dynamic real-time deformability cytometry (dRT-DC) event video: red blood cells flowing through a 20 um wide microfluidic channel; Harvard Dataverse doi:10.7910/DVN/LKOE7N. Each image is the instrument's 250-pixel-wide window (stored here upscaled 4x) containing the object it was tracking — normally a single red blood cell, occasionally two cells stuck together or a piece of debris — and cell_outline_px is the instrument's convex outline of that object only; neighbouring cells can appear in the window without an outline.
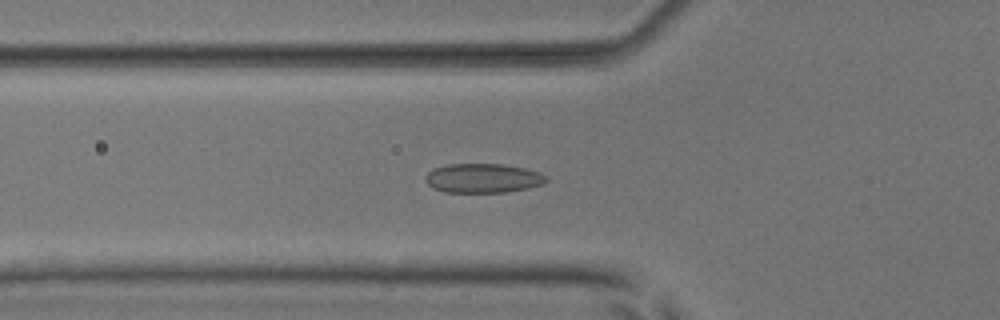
{"species": "common noctule bat (a hibernating species)", "species_latin": "Nyctalus noctula", "temperature_condition": "room temperature", "stored_images_in_passage": 53, "camera_frame_rate_fps": 3000, "um_per_image_px": 0.085, "animal": {"sex": "male", "body_mass_g": 17.9, "forearm_length_mm": 54.2}, "frame": {"image": 1, "passage_image": 19, "time_ms": 6.0, "image_size_px": [1000, 320], "cell_outline_px": [[548, 180], [544, 184], [528, 188], [504, 192], [444, 192], [432, 188], [424, 180], [424, 176], [428, 172], [436, 168], [448, 164], [500, 164], [524, 168], [540, 172]], "centroid_in_image_um": [41.03, 15.15], "position_along_channel_um": 84.8, "area_um2": 20.58}}
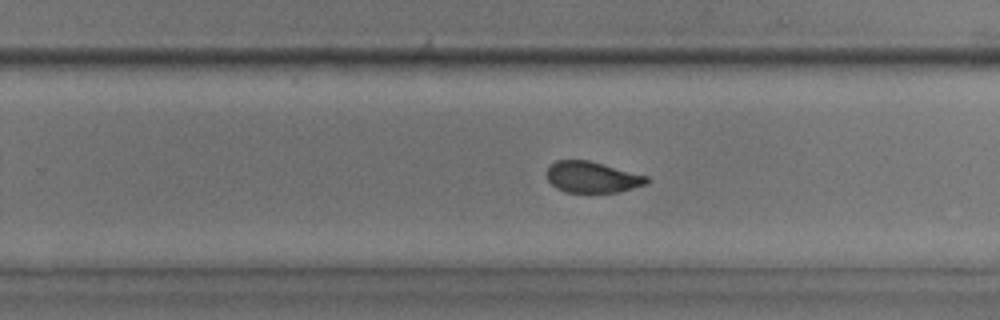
{"frame": {"image": 2, "passage_image": 34, "time_ms": 11.0, "image_size_px": [1000, 320], "cell_outline_px": [[648, 184], [620, 192], [564, 192], [556, 188], [548, 180], [548, 168], [556, 160], [588, 160], [648, 176]], "centroid_in_image_um": [50.36, 15.06], "position_along_channel_um": 279.4, "area_um2": 18.03}}
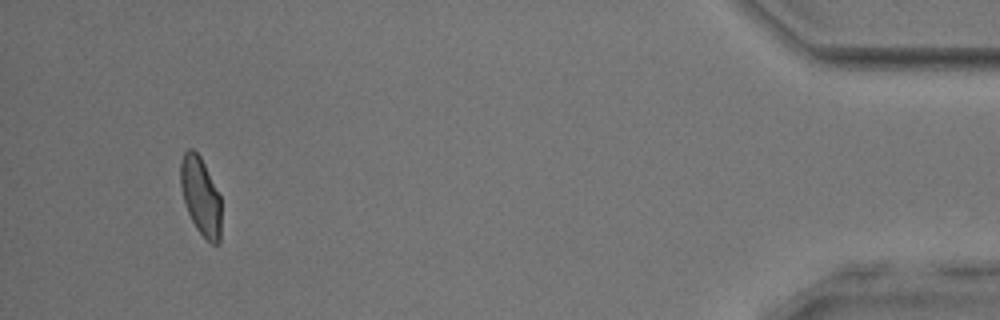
{"frame": {"image": 3, "passage_image": 50, "time_ms": 16.333, "image_size_px": [1000, 320], "cell_outline_px": [[220, 240], [216, 244], [212, 244], [196, 228], [188, 212], [184, 200], [180, 184], [180, 160], [184, 152], [188, 148], [192, 148], [200, 156], [220, 196]], "centroid_in_image_um": [17.04, 16.64], "position_along_channel_um": 418.2, "area_um2": 18.21}, "authors_computed_cell_mechanics": {"area_um2": 19.5942, "velocity_mm_per_s": 3.9017, "shape_relaxation_time_tau1_ms": 3.9651, "shape_relaxation_time_tau2_ms": 1.0614, "deformation_change_tau1": 0.1189, "deformation_change_tau2": 0.0476}}